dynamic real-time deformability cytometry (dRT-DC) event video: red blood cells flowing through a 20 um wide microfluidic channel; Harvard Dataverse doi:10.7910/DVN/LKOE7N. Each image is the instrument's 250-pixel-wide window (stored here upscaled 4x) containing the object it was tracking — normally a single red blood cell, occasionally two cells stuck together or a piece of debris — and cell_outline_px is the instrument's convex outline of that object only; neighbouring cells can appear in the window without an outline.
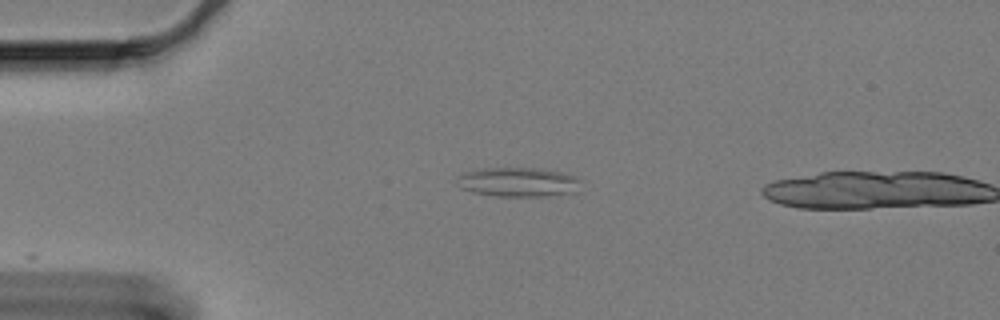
{"species": "Egyptian fruit bat (a non-hibernating species)", "species_latin": "Rousettus aegyptiacus", "temperature_condition": "cold", "stored_images_in_passage": 2, "camera_frame_rate_fps": 3000, "um_per_image_px": 0.085, "animal": {"sex": "female"}, "frame": {"image": 1, "passage_image": 1, "time_ms": 0.0, "image_size_px": [1000, 320], "cell_outline_px": [[580, 180], [576, 192], [544, 196], [496, 196], [472, 192], [460, 188], [452, 180], [456, 176], [472, 168], [536, 168], [560, 172], [576, 176]], "centroid_in_image_um": [43.92, 15.46], "position_along_channel_um": 41.1, "area_um2": 21.5}}